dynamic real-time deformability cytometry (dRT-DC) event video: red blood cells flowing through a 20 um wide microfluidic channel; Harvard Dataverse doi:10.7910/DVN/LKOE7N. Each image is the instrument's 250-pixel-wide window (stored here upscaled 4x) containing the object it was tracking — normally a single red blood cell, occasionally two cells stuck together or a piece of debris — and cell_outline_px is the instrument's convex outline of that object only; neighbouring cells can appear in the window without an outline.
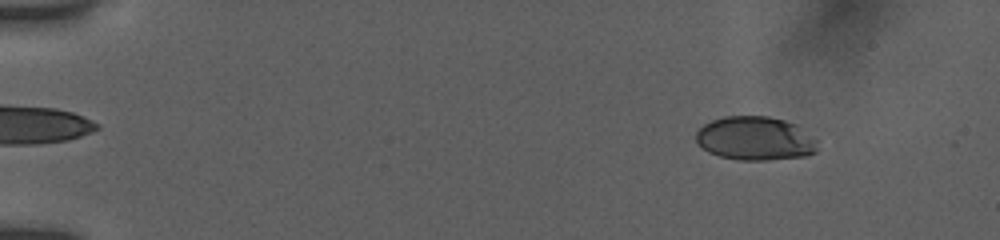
{"species": "human", "species_latin": "Homo sapiens", "temperature_condition": "room temperature", "stored_images_in_passage": 49, "camera_frame_rate_fps": 3000, "um_per_image_px": 0.085, "donor": {"sex": "female"}, "frame": {"image": 1, "passage_image": 6, "time_ms": 1.667, "image_size_px": [1000, 240], "cell_outline_px": [[820, 140], [816, 152], [808, 156], [768, 160], [736, 160], [720, 156], [708, 152], [696, 140], [696, 132], [704, 124], [712, 120], [724, 116], [768, 116], [784, 120], [796, 124]], "centroid_in_image_um": [64.25, 11.77], "position_along_channel_um": 20.7, "area_um2": 31.39}}
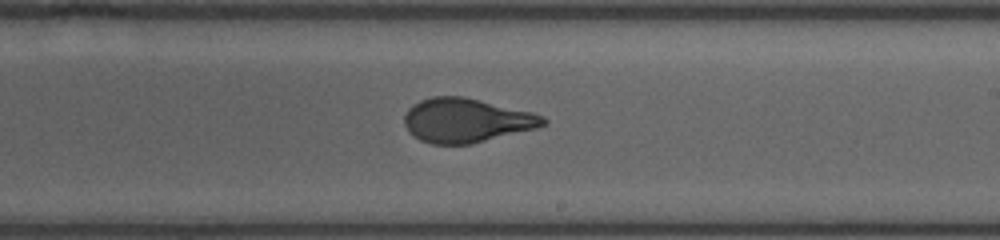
{"frame": {"image": 2, "passage_image": 30, "time_ms": 10.667, "image_size_px": [1000, 240], "cell_outline_px": [[548, 120], [544, 124], [536, 128], [468, 144], [432, 144], [420, 140], [412, 136], [408, 132], [404, 124], [404, 116], [408, 108], [412, 104], [420, 100], [432, 96], [464, 96], [532, 112], [544, 116]], "centroid_in_image_um": [39.58, 10.22], "position_along_channel_um": 249.4, "area_um2": 35.66}}
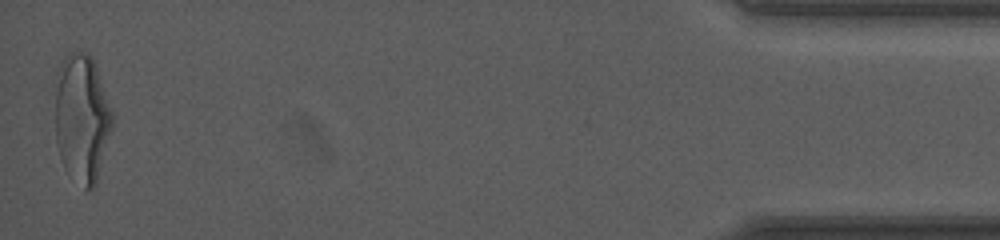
{"frame": {"image": 3, "passage_image": 49, "time_ms": 17.333, "image_size_px": [1000, 240], "cell_outline_px": [[112, 128], [96, 180], [92, 188], [84, 188], [64, 168], [56, 144], [56, 68], [68, 52], [84, 52], [92, 56], [96, 64], [112, 112]], "centroid_in_image_um": [6.94, 9.97], "position_along_channel_um": 428.3, "area_um2": 42.48}, "authors_computed_cell_mechanics": {"area_um2": 35.0846, "velocity_mm_per_s": 3.8823, "shape_relaxation_time_tau1_ms": 6.238, "shape_relaxation_time_tau2_ms": null, "deformation_change_tau1": 0.1915, "deformation_change_tau2": null}}